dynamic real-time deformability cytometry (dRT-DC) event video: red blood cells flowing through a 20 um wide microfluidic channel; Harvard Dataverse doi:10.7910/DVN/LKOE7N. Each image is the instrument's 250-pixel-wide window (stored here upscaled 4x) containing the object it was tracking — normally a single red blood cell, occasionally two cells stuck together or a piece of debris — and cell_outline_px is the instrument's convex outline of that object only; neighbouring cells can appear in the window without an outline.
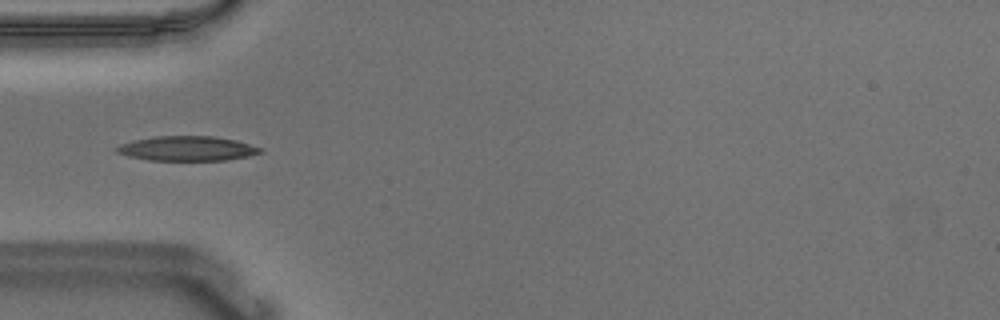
{"species": "Egyptian fruit bat (a non-hibernating species)", "species_latin": "Rousettus aegyptiacus", "temperature_condition": "warm", "stored_images_in_passage": 38, "camera_frame_rate_fps": 3000, "um_per_image_px": 0.085, "animal": {"sex": "male"}, "frame": {"image": 1, "passage_image": 1, "time_ms": 0.0, "image_size_px": [1000, 320], "cell_outline_px": [[264, 152], [248, 156], [228, 160], [148, 160], [128, 156], [116, 152], [112, 148], [120, 144], [132, 140], [156, 136], [212, 136], [236, 140], [264, 148]], "centroid_in_image_um": [15.9, 12.62], "position_along_channel_um": 69.1, "area_um2": 20.87}}
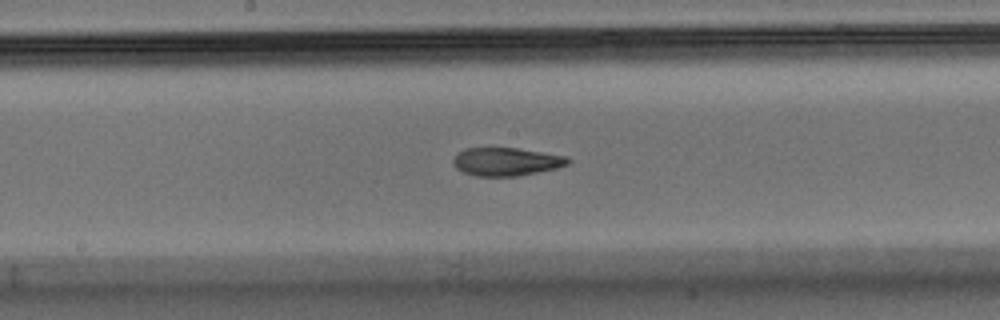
{"frame": {"image": 2, "passage_image": 12, "time_ms": 3.667, "image_size_px": [1000, 320], "cell_outline_px": [[572, 160], [568, 164], [556, 168], [520, 176], [476, 176], [464, 172], [456, 168], [452, 164], [452, 160], [464, 148], [516, 148], [568, 156]], "centroid_in_image_um": [43.05, 13.74], "position_along_channel_um": 205.1, "area_um2": 18.84}}
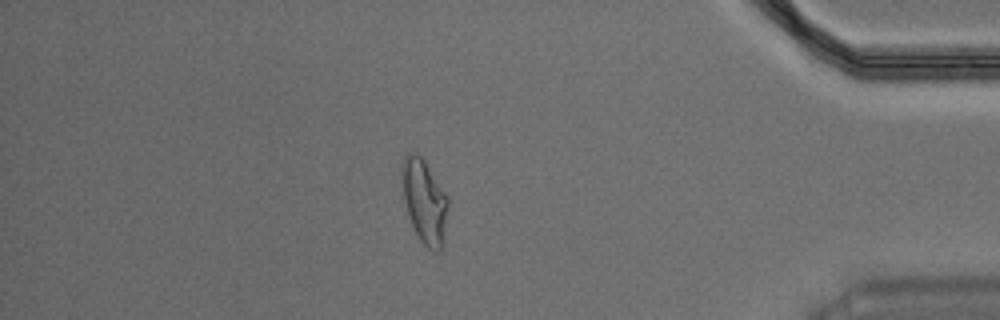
{"frame": {"image": 3, "passage_image": 31, "time_ms": 10.0, "image_size_px": [1000, 320], "cell_outline_px": [[448, 204], [444, 240], [440, 248], [436, 252], [428, 248], [420, 240], [412, 224], [404, 200], [400, 180], [400, 164], [404, 156], [412, 152], [416, 152], [424, 160], [448, 196]], "centroid_in_image_um": [36.05, 17.05], "position_along_channel_um": 399.1, "area_um2": 22.6}, "authors_computed_cell_mechanics": {"area_um2": 19.8832, "velocity_mm_per_s": 3.6679, "shape_relaxation_time_tau1_ms": null, "shape_relaxation_time_tau2_ms": 1.3358, "deformation_change_tau1": null, "deformation_change_tau2": 0.0721}}